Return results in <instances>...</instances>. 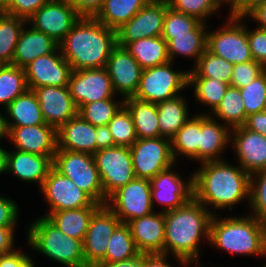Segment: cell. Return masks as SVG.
<instances>
[{
    "label": "cell",
    "mask_w": 266,
    "mask_h": 267,
    "mask_svg": "<svg viewBox=\"0 0 266 267\" xmlns=\"http://www.w3.org/2000/svg\"><path fill=\"white\" fill-rule=\"evenodd\" d=\"M8 3L9 0H0V12H2L6 8Z\"/></svg>",
    "instance_id": "cell-63"
},
{
    "label": "cell",
    "mask_w": 266,
    "mask_h": 267,
    "mask_svg": "<svg viewBox=\"0 0 266 267\" xmlns=\"http://www.w3.org/2000/svg\"><path fill=\"white\" fill-rule=\"evenodd\" d=\"M30 259L27 254L14 250L0 255V267H22Z\"/></svg>",
    "instance_id": "cell-53"
},
{
    "label": "cell",
    "mask_w": 266,
    "mask_h": 267,
    "mask_svg": "<svg viewBox=\"0 0 266 267\" xmlns=\"http://www.w3.org/2000/svg\"><path fill=\"white\" fill-rule=\"evenodd\" d=\"M10 142L20 151L54 156L57 150V129L49 124L8 126Z\"/></svg>",
    "instance_id": "cell-21"
},
{
    "label": "cell",
    "mask_w": 266,
    "mask_h": 267,
    "mask_svg": "<svg viewBox=\"0 0 266 267\" xmlns=\"http://www.w3.org/2000/svg\"><path fill=\"white\" fill-rule=\"evenodd\" d=\"M68 87L78 109L84 104L114 98L115 95L106 68L73 70Z\"/></svg>",
    "instance_id": "cell-17"
},
{
    "label": "cell",
    "mask_w": 266,
    "mask_h": 267,
    "mask_svg": "<svg viewBox=\"0 0 266 267\" xmlns=\"http://www.w3.org/2000/svg\"><path fill=\"white\" fill-rule=\"evenodd\" d=\"M244 127L266 137V110L248 116Z\"/></svg>",
    "instance_id": "cell-54"
},
{
    "label": "cell",
    "mask_w": 266,
    "mask_h": 267,
    "mask_svg": "<svg viewBox=\"0 0 266 267\" xmlns=\"http://www.w3.org/2000/svg\"><path fill=\"white\" fill-rule=\"evenodd\" d=\"M165 254H147L144 253V265L143 267H172L168 264Z\"/></svg>",
    "instance_id": "cell-60"
},
{
    "label": "cell",
    "mask_w": 266,
    "mask_h": 267,
    "mask_svg": "<svg viewBox=\"0 0 266 267\" xmlns=\"http://www.w3.org/2000/svg\"><path fill=\"white\" fill-rule=\"evenodd\" d=\"M173 166L159 172L154 178L150 179L151 202L154 201L165 205L161 212H167L180 208L193 196V175L188 182L182 181L176 172L171 171ZM155 199V200H154Z\"/></svg>",
    "instance_id": "cell-18"
},
{
    "label": "cell",
    "mask_w": 266,
    "mask_h": 267,
    "mask_svg": "<svg viewBox=\"0 0 266 267\" xmlns=\"http://www.w3.org/2000/svg\"><path fill=\"white\" fill-rule=\"evenodd\" d=\"M266 68L254 60L235 64L231 76L230 86L243 88L251 84Z\"/></svg>",
    "instance_id": "cell-48"
},
{
    "label": "cell",
    "mask_w": 266,
    "mask_h": 267,
    "mask_svg": "<svg viewBox=\"0 0 266 267\" xmlns=\"http://www.w3.org/2000/svg\"><path fill=\"white\" fill-rule=\"evenodd\" d=\"M246 116L266 110V70L251 84L240 88Z\"/></svg>",
    "instance_id": "cell-44"
},
{
    "label": "cell",
    "mask_w": 266,
    "mask_h": 267,
    "mask_svg": "<svg viewBox=\"0 0 266 267\" xmlns=\"http://www.w3.org/2000/svg\"><path fill=\"white\" fill-rule=\"evenodd\" d=\"M266 0H234L230 7V15L235 17H245V15L260 3Z\"/></svg>",
    "instance_id": "cell-56"
},
{
    "label": "cell",
    "mask_w": 266,
    "mask_h": 267,
    "mask_svg": "<svg viewBox=\"0 0 266 267\" xmlns=\"http://www.w3.org/2000/svg\"><path fill=\"white\" fill-rule=\"evenodd\" d=\"M173 10L188 14L205 23V18L216 13L221 5L219 0H167Z\"/></svg>",
    "instance_id": "cell-46"
},
{
    "label": "cell",
    "mask_w": 266,
    "mask_h": 267,
    "mask_svg": "<svg viewBox=\"0 0 266 267\" xmlns=\"http://www.w3.org/2000/svg\"><path fill=\"white\" fill-rule=\"evenodd\" d=\"M27 20L0 12V65L12 64L16 44Z\"/></svg>",
    "instance_id": "cell-37"
},
{
    "label": "cell",
    "mask_w": 266,
    "mask_h": 267,
    "mask_svg": "<svg viewBox=\"0 0 266 267\" xmlns=\"http://www.w3.org/2000/svg\"><path fill=\"white\" fill-rule=\"evenodd\" d=\"M95 126L84 120L79 114L57 129V149L96 152Z\"/></svg>",
    "instance_id": "cell-24"
},
{
    "label": "cell",
    "mask_w": 266,
    "mask_h": 267,
    "mask_svg": "<svg viewBox=\"0 0 266 267\" xmlns=\"http://www.w3.org/2000/svg\"><path fill=\"white\" fill-rule=\"evenodd\" d=\"M24 69L30 90L44 86H68L73 71L59 46L52 53L36 58Z\"/></svg>",
    "instance_id": "cell-16"
},
{
    "label": "cell",
    "mask_w": 266,
    "mask_h": 267,
    "mask_svg": "<svg viewBox=\"0 0 266 267\" xmlns=\"http://www.w3.org/2000/svg\"><path fill=\"white\" fill-rule=\"evenodd\" d=\"M247 38L254 61L266 68V30L256 28L250 31L247 29Z\"/></svg>",
    "instance_id": "cell-50"
},
{
    "label": "cell",
    "mask_w": 266,
    "mask_h": 267,
    "mask_svg": "<svg viewBox=\"0 0 266 267\" xmlns=\"http://www.w3.org/2000/svg\"><path fill=\"white\" fill-rule=\"evenodd\" d=\"M231 132L230 142L241 168L249 175L266 169V137L244 126L236 127Z\"/></svg>",
    "instance_id": "cell-22"
},
{
    "label": "cell",
    "mask_w": 266,
    "mask_h": 267,
    "mask_svg": "<svg viewBox=\"0 0 266 267\" xmlns=\"http://www.w3.org/2000/svg\"><path fill=\"white\" fill-rule=\"evenodd\" d=\"M123 105L124 99L116 103L114 98H107L82 105L78 114L93 126H103L108 125Z\"/></svg>",
    "instance_id": "cell-42"
},
{
    "label": "cell",
    "mask_w": 266,
    "mask_h": 267,
    "mask_svg": "<svg viewBox=\"0 0 266 267\" xmlns=\"http://www.w3.org/2000/svg\"><path fill=\"white\" fill-rule=\"evenodd\" d=\"M25 69L11 64L0 65V105L5 108L26 90Z\"/></svg>",
    "instance_id": "cell-39"
},
{
    "label": "cell",
    "mask_w": 266,
    "mask_h": 267,
    "mask_svg": "<svg viewBox=\"0 0 266 267\" xmlns=\"http://www.w3.org/2000/svg\"><path fill=\"white\" fill-rule=\"evenodd\" d=\"M233 68L232 63L206 49L194 69L189 70L188 78H212L230 84Z\"/></svg>",
    "instance_id": "cell-38"
},
{
    "label": "cell",
    "mask_w": 266,
    "mask_h": 267,
    "mask_svg": "<svg viewBox=\"0 0 266 267\" xmlns=\"http://www.w3.org/2000/svg\"><path fill=\"white\" fill-rule=\"evenodd\" d=\"M231 130L217 122L211 114H200L199 161H220V153L230 142ZM224 149V150H223Z\"/></svg>",
    "instance_id": "cell-26"
},
{
    "label": "cell",
    "mask_w": 266,
    "mask_h": 267,
    "mask_svg": "<svg viewBox=\"0 0 266 267\" xmlns=\"http://www.w3.org/2000/svg\"><path fill=\"white\" fill-rule=\"evenodd\" d=\"M168 7L167 0H150L116 30L117 45L125 47L139 39L161 36Z\"/></svg>",
    "instance_id": "cell-12"
},
{
    "label": "cell",
    "mask_w": 266,
    "mask_h": 267,
    "mask_svg": "<svg viewBox=\"0 0 266 267\" xmlns=\"http://www.w3.org/2000/svg\"><path fill=\"white\" fill-rule=\"evenodd\" d=\"M212 115L225 122L230 130L244 126L247 116L239 88L229 86Z\"/></svg>",
    "instance_id": "cell-36"
},
{
    "label": "cell",
    "mask_w": 266,
    "mask_h": 267,
    "mask_svg": "<svg viewBox=\"0 0 266 267\" xmlns=\"http://www.w3.org/2000/svg\"><path fill=\"white\" fill-rule=\"evenodd\" d=\"M150 0H104L101 9L94 16L108 28L117 30L128 22Z\"/></svg>",
    "instance_id": "cell-34"
},
{
    "label": "cell",
    "mask_w": 266,
    "mask_h": 267,
    "mask_svg": "<svg viewBox=\"0 0 266 267\" xmlns=\"http://www.w3.org/2000/svg\"><path fill=\"white\" fill-rule=\"evenodd\" d=\"M45 199L50 206L49 213L83 207H100L86 192L71 179L60 174L53 167L41 186Z\"/></svg>",
    "instance_id": "cell-14"
},
{
    "label": "cell",
    "mask_w": 266,
    "mask_h": 267,
    "mask_svg": "<svg viewBox=\"0 0 266 267\" xmlns=\"http://www.w3.org/2000/svg\"><path fill=\"white\" fill-rule=\"evenodd\" d=\"M105 262H119L135 257L138 251L131 236L130 228L126 223H121L108 240Z\"/></svg>",
    "instance_id": "cell-40"
},
{
    "label": "cell",
    "mask_w": 266,
    "mask_h": 267,
    "mask_svg": "<svg viewBox=\"0 0 266 267\" xmlns=\"http://www.w3.org/2000/svg\"><path fill=\"white\" fill-rule=\"evenodd\" d=\"M200 114L189 118L171 139L172 154L176 162L177 156L184 155L199 161Z\"/></svg>",
    "instance_id": "cell-35"
},
{
    "label": "cell",
    "mask_w": 266,
    "mask_h": 267,
    "mask_svg": "<svg viewBox=\"0 0 266 267\" xmlns=\"http://www.w3.org/2000/svg\"><path fill=\"white\" fill-rule=\"evenodd\" d=\"M121 223L107 205H101L95 211L82 242L83 254L88 267H94L98 263H105L108 240Z\"/></svg>",
    "instance_id": "cell-13"
},
{
    "label": "cell",
    "mask_w": 266,
    "mask_h": 267,
    "mask_svg": "<svg viewBox=\"0 0 266 267\" xmlns=\"http://www.w3.org/2000/svg\"><path fill=\"white\" fill-rule=\"evenodd\" d=\"M144 265V253H139L133 258L122 260L119 262H105L98 263L94 267H143Z\"/></svg>",
    "instance_id": "cell-58"
},
{
    "label": "cell",
    "mask_w": 266,
    "mask_h": 267,
    "mask_svg": "<svg viewBox=\"0 0 266 267\" xmlns=\"http://www.w3.org/2000/svg\"><path fill=\"white\" fill-rule=\"evenodd\" d=\"M59 44L43 32L30 27L21 30L11 65L27 67L38 57L52 53Z\"/></svg>",
    "instance_id": "cell-27"
},
{
    "label": "cell",
    "mask_w": 266,
    "mask_h": 267,
    "mask_svg": "<svg viewBox=\"0 0 266 267\" xmlns=\"http://www.w3.org/2000/svg\"><path fill=\"white\" fill-rule=\"evenodd\" d=\"M140 253L164 254L165 219L164 212L133 219L126 223Z\"/></svg>",
    "instance_id": "cell-23"
},
{
    "label": "cell",
    "mask_w": 266,
    "mask_h": 267,
    "mask_svg": "<svg viewBox=\"0 0 266 267\" xmlns=\"http://www.w3.org/2000/svg\"><path fill=\"white\" fill-rule=\"evenodd\" d=\"M200 22L195 17L168 7L161 36L168 43L173 39V35L187 34V32L192 31Z\"/></svg>",
    "instance_id": "cell-45"
},
{
    "label": "cell",
    "mask_w": 266,
    "mask_h": 267,
    "mask_svg": "<svg viewBox=\"0 0 266 267\" xmlns=\"http://www.w3.org/2000/svg\"><path fill=\"white\" fill-rule=\"evenodd\" d=\"M124 105L132 115L138 139L160 137L156 103L127 97Z\"/></svg>",
    "instance_id": "cell-29"
},
{
    "label": "cell",
    "mask_w": 266,
    "mask_h": 267,
    "mask_svg": "<svg viewBox=\"0 0 266 267\" xmlns=\"http://www.w3.org/2000/svg\"><path fill=\"white\" fill-rule=\"evenodd\" d=\"M221 3H228V5H230V7L232 6L234 0H219Z\"/></svg>",
    "instance_id": "cell-65"
},
{
    "label": "cell",
    "mask_w": 266,
    "mask_h": 267,
    "mask_svg": "<svg viewBox=\"0 0 266 267\" xmlns=\"http://www.w3.org/2000/svg\"><path fill=\"white\" fill-rule=\"evenodd\" d=\"M129 149L136 178L150 180L176 163L169 138L137 139Z\"/></svg>",
    "instance_id": "cell-9"
},
{
    "label": "cell",
    "mask_w": 266,
    "mask_h": 267,
    "mask_svg": "<svg viewBox=\"0 0 266 267\" xmlns=\"http://www.w3.org/2000/svg\"><path fill=\"white\" fill-rule=\"evenodd\" d=\"M98 208L83 207L54 211L45 214V217L64 234L83 242L90 219Z\"/></svg>",
    "instance_id": "cell-28"
},
{
    "label": "cell",
    "mask_w": 266,
    "mask_h": 267,
    "mask_svg": "<svg viewBox=\"0 0 266 267\" xmlns=\"http://www.w3.org/2000/svg\"><path fill=\"white\" fill-rule=\"evenodd\" d=\"M212 211L194 196L180 208L164 212V254H173L184 266L198 264L201 237L209 242Z\"/></svg>",
    "instance_id": "cell-1"
},
{
    "label": "cell",
    "mask_w": 266,
    "mask_h": 267,
    "mask_svg": "<svg viewBox=\"0 0 266 267\" xmlns=\"http://www.w3.org/2000/svg\"><path fill=\"white\" fill-rule=\"evenodd\" d=\"M54 156H44L20 150L7 154V171L25 182H36L40 188L53 167Z\"/></svg>",
    "instance_id": "cell-25"
},
{
    "label": "cell",
    "mask_w": 266,
    "mask_h": 267,
    "mask_svg": "<svg viewBox=\"0 0 266 267\" xmlns=\"http://www.w3.org/2000/svg\"><path fill=\"white\" fill-rule=\"evenodd\" d=\"M172 62L145 68L134 98L159 103L178 96V92L188 86V72L172 69Z\"/></svg>",
    "instance_id": "cell-7"
},
{
    "label": "cell",
    "mask_w": 266,
    "mask_h": 267,
    "mask_svg": "<svg viewBox=\"0 0 266 267\" xmlns=\"http://www.w3.org/2000/svg\"><path fill=\"white\" fill-rule=\"evenodd\" d=\"M209 242L218 249L239 255L266 256V222L250 214L216 218L210 222Z\"/></svg>",
    "instance_id": "cell-4"
},
{
    "label": "cell",
    "mask_w": 266,
    "mask_h": 267,
    "mask_svg": "<svg viewBox=\"0 0 266 267\" xmlns=\"http://www.w3.org/2000/svg\"><path fill=\"white\" fill-rule=\"evenodd\" d=\"M206 23L200 22L192 31L187 34L173 35L167 43L168 55L170 61L174 60V57L181 55L195 59V65L198 62L201 55L207 49V33Z\"/></svg>",
    "instance_id": "cell-32"
},
{
    "label": "cell",
    "mask_w": 266,
    "mask_h": 267,
    "mask_svg": "<svg viewBox=\"0 0 266 267\" xmlns=\"http://www.w3.org/2000/svg\"><path fill=\"white\" fill-rule=\"evenodd\" d=\"M188 86L194 87L196 100L208 105L213 112L230 84L212 78H188Z\"/></svg>",
    "instance_id": "cell-41"
},
{
    "label": "cell",
    "mask_w": 266,
    "mask_h": 267,
    "mask_svg": "<svg viewBox=\"0 0 266 267\" xmlns=\"http://www.w3.org/2000/svg\"><path fill=\"white\" fill-rule=\"evenodd\" d=\"M249 202L252 215L266 222V169L250 175Z\"/></svg>",
    "instance_id": "cell-47"
},
{
    "label": "cell",
    "mask_w": 266,
    "mask_h": 267,
    "mask_svg": "<svg viewBox=\"0 0 266 267\" xmlns=\"http://www.w3.org/2000/svg\"><path fill=\"white\" fill-rule=\"evenodd\" d=\"M193 174L194 197L205 207L229 208L243 199L249 202L250 175L241 166L224 160L207 161Z\"/></svg>",
    "instance_id": "cell-2"
},
{
    "label": "cell",
    "mask_w": 266,
    "mask_h": 267,
    "mask_svg": "<svg viewBox=\"0 0 266 267\" xmlns=\"http://www.w3.org/2000/svg\"><path fill=\"white\" fill-rule=\"evenodd\" d=\"M188 106L181 95L157 103L160 137L172 139L189 119Z\"/></svg>",
    "instance_id": "cell-33"
},
{
    "label": "cell",
    "mask_w": 266,
    "mask_h": 267,
    "mask_svg": "<svg viewBox=\"0 0 266 267\" xmlns=\"http://www.w3.org/2000/svg\"><path fill=\"white\" fill-rule=\"evenodd\" d=\"M105 68L115 93L119 92L124 99L135 95L143 69L125 47L116 45L112 49Z\"/></svg>",
    "instance_id": "cell-19"
},
{
    "label": "cell",
    "mask_w": 266,
    "mask_h": 267,
    "mask_svg": "<svg viewBox=\"0 0 266 267\" xmlns=\"http://www.w3.org/2000/svg\"><path fill=\"white\" fill-rule=\"evenodd\" d=\"M9 117L8 126H29L45 124L39 106L38 98L33 90L27 89L23 94L15 98L5 110ZM9 120V121H8Z\"/></svg>",
    "instance_id": "cell-31"
},
{
    "label": "cell",
    "mask_w": 266,
    "mask_h": 267,
    "mask_svg": "<svg viewBox=\"0 0 266 267\" xmlns=\"http://www.w3.org/2000/svg\"><path fill=\"white\" fill-rule=\"evenodd\" d=\"M17 218V203L10 198L0 196V227H15Z\"/></svg>",
    "instance_id": "cell-51"
},
{
    "label": "cell",
    "mask_w": 266,
    "mask_h": 267,
    "mask_svg": "<svg viewBox=\"0 0 266 267\" xmlns=\"http://www.w3.org/2000/svg\"><path fill=\"white\" fill-rule=\"evenodd\" d=\"M22 267H35L32 259L30 258Z\"/></svg>",
    "instance_id": "cell-64"
},
{
    "label": "cell",
    "mask_w": 266,
    "mask_h": 267,
    "mask_svg": "<svg viewBox=\"0 0 266 267\" xmlns=\"http://www.w3.org/2000/svg\"><path fill=\"white\" fill-rule=\"evenodd\" d=\"M242 19L244 17L229 15L222 29L207 32V50L233 65L254 60L247 38V27L240 23Z\"/></svg>",
    "instance_id": "cell-8"
},
{
    "label": "cell",
    "mask_w": 266,
    "mask_h": 267,
    "mask_svg": "<svg viewBox=\"0 0 266 267\" xmlns=\"http://www.w3.org/2000/svg\"><path fill=\"white\" fill-rule=\"evenodd\" d=\"M14 227H0V255L13 252Z\"/></svg>",
    "instance_id": "cell-57"
},
{
    "label": "cell",
    "mask_w": 266,
    "mask_h": 267,
    "mask_svg": "<svg viewBox=\"0 0 266 267\" xmlns=\"http://www.w3.org/2000/svg\"><path fill=\"white\" fill-rule=\"evenodd\" d=\"M125 49L138 62L142 69L170 62L167 42L162 36L139 39L128 43Z\"/></svg>",
    "instance_id": "cell-30"
},
{
    "label": "cell",
    "mask_w": 266,
    "mask_h": 267,
    "mask_svg": "<svg viewBox=\"0 0 266 267\" xmlns=\"http://www.w3.org/2000/svg\"><path fill=\"white\" fill-rule=\"evenodd\" d=\"M106 205L122 223L153 213L151 185L148 179L135 178L113 192Z\"/></svg>",
    "instance_id": "cell-11"
},
{
    "label": "cell",
    "mask_w": 266,
    "mask_h": 267,
    "mask_svg": "<svg viewBox=\"0 0 266 267\" xmlns=\"http://www.w3.org/2000/svg\"><path fill=\"white\" fill-rule=\"evenodd\" d=\"M96 135V152L101 149H106L115 146L112 134L108 125L95 126Z\"/></svg>",
    "instance_id": "cell-55"
},
{
    "label": "cell",
    "mask_w": 266,
    "mask_h": 267,
    "mask_svg": "<svg viewBox=\"0 0 266 267\" xmlns=\"http://www.w3.org/2000/svg\"><path fill=\"white\" fill-rule=\"evenodd\" d=\"M249 17L257 21V28L266 30V2L260 3L250 10L245 17Z\"/></svg>",
    "instance_id": "cell-59"
},
{
    "label": "cell",
    "mask_w": 266,
    "mask_h": 267,
    "mask_svg": "<svg viewBox=\"0 0 266 267\" xmlns=\"http://www.w3.org/2000/svg\"><path fill=\"white\" fill-rule=\"evenodd\" d=\"M7 154L8 151L0 147V174L7 172Z\"/></svg>",
    "instance_id": "cell-62"
},
{
    "label": "cell",
    "mask_w": 266,
    "mask_h": 267,
    "mask_svg": "<svg viewBox=\"0 0 266 267\" xmlns=\"http://www.w3.org/2000/svg\"><path fill=\"white\" fill-rule=\"evenodd\" d=\"M93 156L107 198L136 178L129 147L115 145L98 150Z\"/></svg>",
    "instance_id": "cell-10"
},
{
    "label": "cell",
    "mask_w": 266,
    "mask_h": 267,
    "mask_svg": "<svg viewBox=\"0 0 266 267\" xmlns=\"http://www.w3.org/2000/svg\"><path fill=\"white\" fill-rule=\"evenodd\" d=\"M73 6L82 17H94L101 9L104 0H65Z\"/></svg>",
    "instance_id": "cell-52"
},
{
    "label": "cell",
    "mask_w": 266,
    "mask_h": 267,
    "mask_svg": "<svg viewBox=\"0 0 266 267\" xmlns=\"http://www.w3.org/2000/svg\"><path fill=\"white\" fill-rule=\"evenodd\" d=\"M116 45V30L94 17H81L59 43V48L72 70H83L105 68Z\"/></svg>",
    "instance_id": "cell-3"
},
{
    "label": "cell",
    "mask_w": 266,
    "mask_h": 267,
    "mask_svg": "<svg viewBox=\"0 0 266 267\" xmlns=\"http://www.w3.org/2000/svg\"><path fill=\"white\" fill-rule=\"evenodd\" d=\"M53 168L71 179L96 203L106 205L108 198L104 195L99 172L92 154L57 149L53 157Z\"/></svg>",
    "instance_id": "cell-6"
},
{
    "label": "cell",
    "mask_w": 266,
    "mask_h": 267,
    "mask_svg": "<svg viewBox=\"0 0 266 267\" xmlns=\"http://www.w3.org/2000/svg\"><path fill=\"white\" fill-rule=\"evenodd\" d=\"M108 127L115 145L130 147L138 139L132 115L125 105L111 119Z\"/></svg>",
    "instance_id": "cell-43"
},
{
    "label": "cell",
    "mask_w": 266,
    "mask_h": 267,
    "mask_svg": "<svg viewBox=\"0 0 266 267\" xmlns=\"http://www.w3.org/2000/svg\"><path fill=\"white\" fill-rule=\"evenodd\" d=\"M46 124L58 129L78 114L68 86H44L33 90Z\"/></svg>",
    "instance_id": "cell-20"
},
{
    "label": "cell",
    "mask_w": 266,
    "mask_h": 267,
    "mask_svg": "<svg viewBox=\"0 0 266 267\" xmlns=\"http://www.w3.org/2000/svg\"><path fill=\"white\" fill-rule=\"evenodd\" d=\"M81 17L65 0H50L27 22L32 28L43 32L59 44Z\"/></svg>",
    "instance_id": "cell-15"
},
{
    "label": "cell",
    "mask_w": 266,
    "mask_h": 267,
    "mask_svg": "<svg viewBox=\"0 0 266 267\" xmlns=\"http://www.w3.org/2000/svg\"><path fill=\"white\" fill-rule=\"evenodd\" d=\"M3 137H9V129L7 125V117L0 113V140Z\"/></svg>",
    "instance_id": "cell-61"
},
{
    "label": "cell",
    "mask_w": 266,
    "mask_h": 267,
    "mask_svg": "<svg viewBox=\"0 0 266 267\" xmlns=\"http://www.w3.org/2000/svg\"><path fill=\"white\" fill-rule=\"evenodd\" d=\"M49 1L50 0H9V3L2 12L28 20L37 10Z\"/></svg>",
    "instance_id": "cell-49"
},
{
    "label": "cell",
    "mask_w": 266,
    "mask_h": 267,
    "mask_svg": "<svg viewBox=\"0 0 266 267\" xmlns=\"http://www.w3.org/2000/svg\"><path fill=\"white\" fill-rule=\"evenodd\" d=\"M28 229V243L36 251L67 267H88L82 241L64 234L45 216L33 221Z\"/></svg>",
    "instance_id": "cell-5"
}]
</instances>
